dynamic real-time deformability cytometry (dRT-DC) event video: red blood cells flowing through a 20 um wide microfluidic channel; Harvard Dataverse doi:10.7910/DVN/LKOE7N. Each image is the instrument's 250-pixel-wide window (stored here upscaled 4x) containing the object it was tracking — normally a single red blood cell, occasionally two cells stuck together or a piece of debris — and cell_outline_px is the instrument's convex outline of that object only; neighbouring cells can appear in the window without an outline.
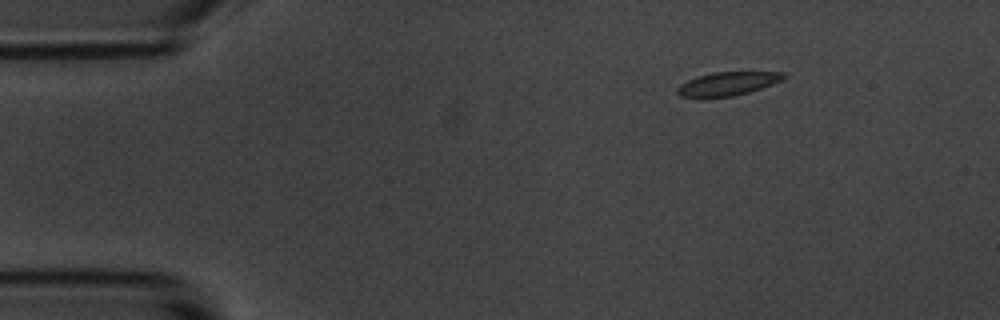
{"species": "common noctule bat (a hibernating species)", "species_latin": "Nyctalus noctula", "temperature_condition": "room temperature", "stored_images_in_passage": 3, "camera_frame_rate_fps": 3000, "um_per_image_px": 0.085, "animal": {"sex": "male", "body_mass_g": 20.1, "forearm_length_mm": 53.5}, "frame": {"image": 1, "passage_image": 1, "time_ms": 0.0, "image_size_px": [1000, 320], "cell_outline_px": [[788, 76], [772, 84], [748, 92], [732, 96], [680, 96], [676, 92], [676, 88], [680, 84], [696, 76], [712, 72], [788, 72]], "centroid_in_image_um": [61.86, 7.09], "position_along_channel_um": 23.1, "area_um2": 14.33}}